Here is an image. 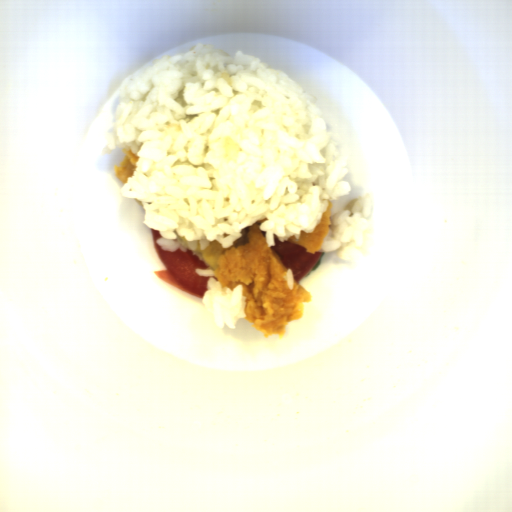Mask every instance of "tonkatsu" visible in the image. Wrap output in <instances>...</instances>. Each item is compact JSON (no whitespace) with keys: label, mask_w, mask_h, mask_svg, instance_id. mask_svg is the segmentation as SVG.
<instances>
[{"label":"tonkatsu","mask_w":512,"mask_h":512,"mask_svg":"<svg viewBox=\"0 0 512 512\" xmlns=\"http://www.w3.org/2000/svg\"><path fill=\"white\" fill-rule=\"evenodd\" d=\"M247 238V243L220 252L213 275L223 289L233 292L240 285L243 318L265 339L278 334L281 340L288 324L303 318V303L312 301V293L295 278L293 289H288L287 265L268 246L266 232L260 231L257 222L250 223Z\"/></svg>","instance_id":"d4beea91"},{"label":"tonkatsu","mask_w":512,"mask_h":512,"mask_svg":"<svg viewBox=\"0 0 512 512\" xmlns=\"http://www.w3.org/2000/svg\"><path fill=\"white\" fill-rule=\"evenodd\" d=\"M333 203L330 199L329 206L322 215L319 223L312 233H305L301 231L300 238L297 239L294 235L287 241L305 247V251L315 255L316 252L322 247V241L326 237L328 230L331 226V214Z\"/></svg>","instance_id":"3a3dc1c2"},{"label":"tonkatsu","mask_w":512,"mask_h":512,"mask_svg":"<svg viewBox=\"0 0 512 512\" xmlns=\"http://www.w3.org/2000/svg\"><path fill=\"white\" fill-rule=\"evenodd\" d=\"M122 153H124L125 156L121 159L119 166L115 165L114 168L116 177L121 182L126 183L128 182V177L133 176L136 171V164L139 158L132 153L131 149L126 150L122 148Z\"/></svg>","instance_id":"08166bc2"}]
</instances>
